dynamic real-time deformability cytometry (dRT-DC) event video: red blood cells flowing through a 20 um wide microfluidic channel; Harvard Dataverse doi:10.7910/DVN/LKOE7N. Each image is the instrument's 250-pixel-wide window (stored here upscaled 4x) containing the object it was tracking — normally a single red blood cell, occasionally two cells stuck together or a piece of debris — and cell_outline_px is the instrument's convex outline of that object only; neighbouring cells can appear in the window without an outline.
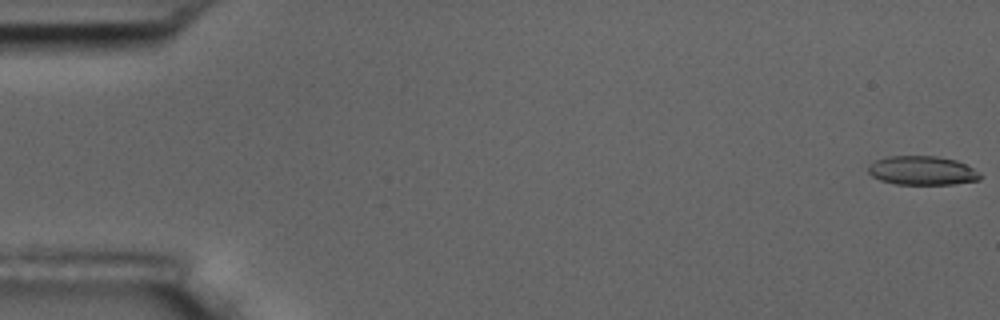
{"species": "common noctule bat (a hibernating species)", "species_latin": "Nyctalus noctula", "temperature_condition": "room temperature", "stored_images_in_passage": 5, "camera_frame_rate_fps": 3000, "um_per_image_px": 0.085, "animal": {"sex": "male", "body_mass_g": 17.5, "forearm_length_mm": 52.3}, "frame": {"image": 1, "passage_image": 1, "time_ms": 0.0, "image_size_px": [1000, 320], "cell_outline_px": [[980, 180], [952, 184], [896, 184], [880, 180], [872, 176], [868, 172], [868, 164], [876, 160], [888, 156], [936, 156], [956, 160], [980, 172]], "centroid_in_image_um": [78.36, 14.49], "position_along_channel_um": 6.6, "area_um2": 18.84}}
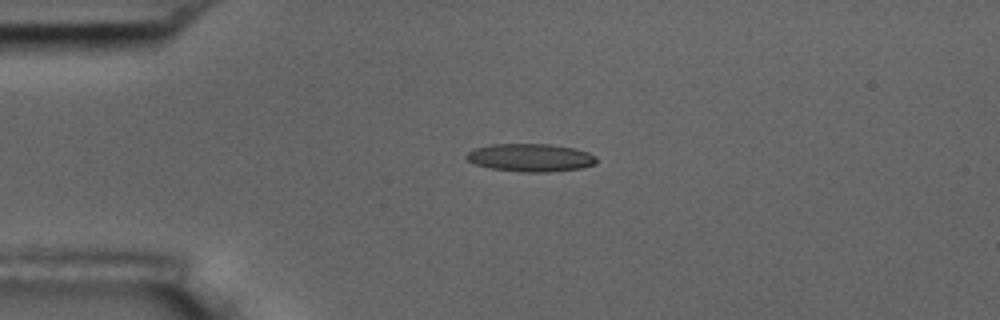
{"frame": {"image": 2, "passage_image": 4, "time_ms": 4.333, "image_size_px": [1000, 320], "cell_outline_px": [[596, 164], [580, 168], [548, 172], [524, 172], [492, 168], [476, 164], [468, 160], [464, 156], [468, 152], [476, 148], [492, 144], [548, 144], [576, 148], [588, 152], [596, 156]], "centroid_in_image_um": [45.12, 13.39], "position_along_channel_um": 39.9, "area_um2": 21.04}}